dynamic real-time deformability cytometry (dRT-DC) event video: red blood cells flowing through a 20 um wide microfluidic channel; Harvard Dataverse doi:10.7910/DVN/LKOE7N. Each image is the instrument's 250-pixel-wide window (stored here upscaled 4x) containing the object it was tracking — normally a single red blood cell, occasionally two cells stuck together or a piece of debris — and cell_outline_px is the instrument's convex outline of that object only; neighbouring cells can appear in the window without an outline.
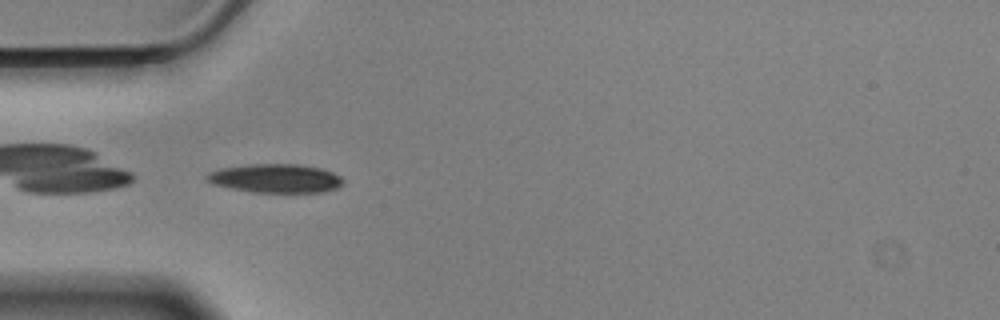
{"species": "Egyptian fruit bat (a non-hibernating species)", "species_latin": "Rousettus aegyptiacus", "temperature_condition": "cold", "stored_images_in_passage": 39, "camera_frame_rate_fps": 3000, "um_per_image_px": 0.085, "animal": {"sex": "male"}, "frame": {"image": 1, "passage_image": 1, "time_ms": 0.0, "image_size_px": [1000, 320], "cell_outline_px": [[344, 184], [336, 188], [324, 192], [252, 192], [212, 184], [204, 176], [220, 168], [248, 164], [296, 164], [320, 168], [332, 172], [340, 176], [344, 180]], "centroid_in_image_um": [23.45, 15.16], "position_along_channel_um": 61.6, "area_um2": 22.77}}
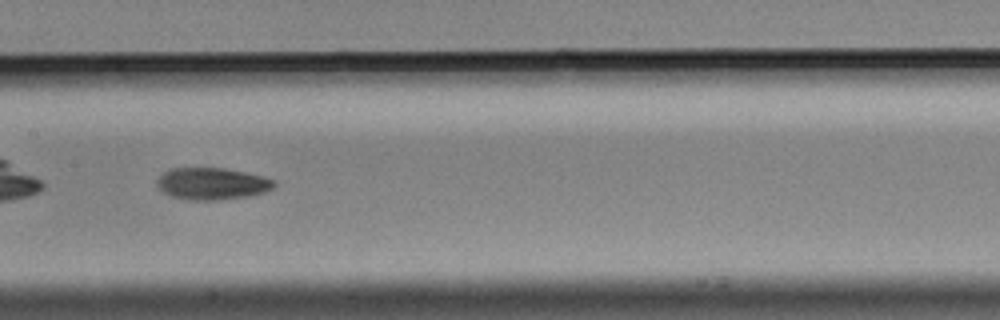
{"frame": {"image": 2, "passage_image": 12, "time_ms": 3.667, "image_size_px": [1000, 320], "cell_outline_px": [[276, 184], [272, 188], [264, 192], [248, 196], [220, 200], [188, 200], [172, 196], [156, 188], [156, 180], [164, 172], [172, 168], [224, 168], [244, 172], [260, 176], [272, 180]], "centroid_in_image_um": [17.97, 15.62], "position_along_channel_um": 189.4, "area_um2": 21.68}, "authors_computed_cell_mechanics": {"area_um2": 21.675, "velocity_mm_per_s": 3.5108, "shape_relaxation_time_tau1_ms": 4.031, "shape_relaxation_time_tau2_ms": 9.0446, "deformation_change_tau1": 0.1249, "deformation_change_tau2": 0.1432}}